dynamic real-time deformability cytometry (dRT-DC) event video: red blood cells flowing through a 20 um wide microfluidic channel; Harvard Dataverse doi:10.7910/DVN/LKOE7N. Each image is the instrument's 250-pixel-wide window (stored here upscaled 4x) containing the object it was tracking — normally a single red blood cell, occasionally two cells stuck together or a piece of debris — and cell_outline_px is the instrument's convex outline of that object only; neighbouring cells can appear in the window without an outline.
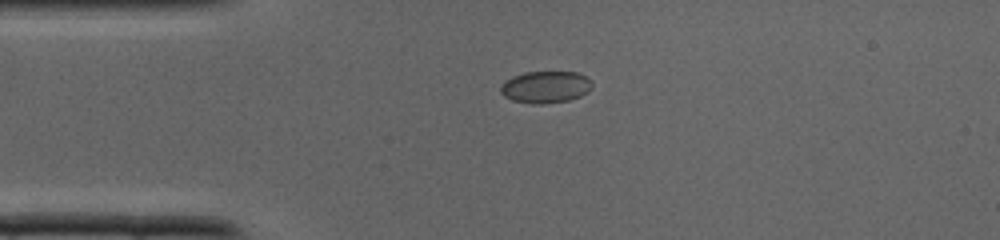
{"species": "common noctule bat (a hibernating species)", "species_latin": "Nyctalus noctula", "temperature_condition": "cold", "stored_images_in_passage": 30, "camera_frame_rate_fps": 3000, "um_per_image_px": 0.085, "animal": {"sex": "male", "body_mass_g": 19.0, "forearm_length_mm": 50.8}, "frame": {"image": 1, "passage_image": 1, "time_ms": 0.0, "image_size_px": [1000, 240], "cell_outline_px": [[592, 84], [588, 92], [580, 96], [568, 100], [540, 104], [532, 104], [512, 100], [504, 96], [500, 92], [500, 88], [504, 80], [512, 76], [524, 72], [576, 72], [592, 80]], "centroid_in_image_um": [46.34, 7.39], "position_along_channel_um": 38.7, "area_um2": 17.05}}
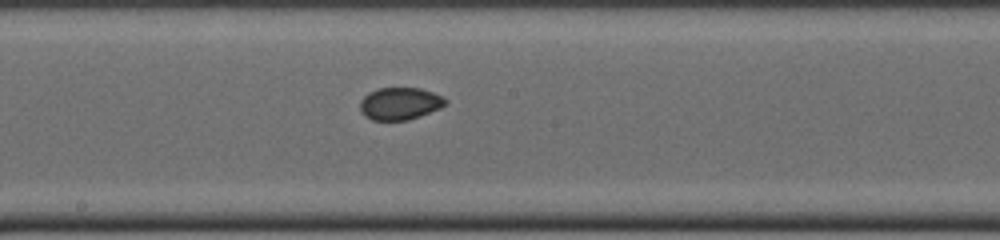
{"frame": {"image": 2, "passage_image": 12, "time_ms": 3.667, "image_size_px": [1000, 240], "cell_outline_px": [[448, 100], [440, 108], [420, 116], [408, 120], [372, 120], [364, 116], [360, 112], [360, 100], [368, 92], [380, 88], [420, 88], [444, 96]], "centroid_in_image_um": [33.97, 8.8], "position_along_channel_um": 214.2, "area_um2": 16.18}}
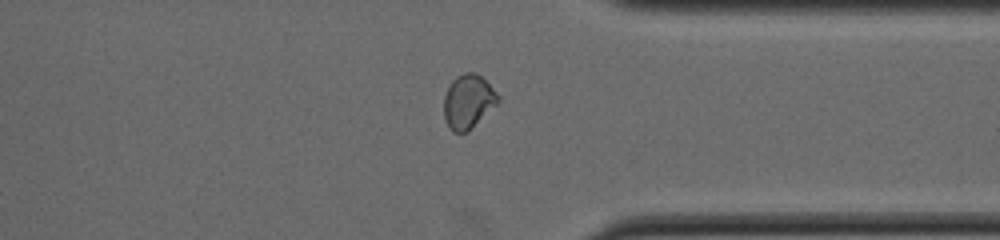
{"frame": {"image": 3, "passage_image": 21, "time_ms": 6.667, "image_size_px": [1000, 240], "cell_outline_px": [[500, 100], [496, 104], [464, 132], [452, 132], [448, 128], [444, 120], [444, 96], [452, 80], [456, 76], [464, 72], [476, 72], [500, 96]], "centroid_in_image_um": [39.75, 8.6], "position_along_channel_um": 371.7, "area_um2": 16.59}}